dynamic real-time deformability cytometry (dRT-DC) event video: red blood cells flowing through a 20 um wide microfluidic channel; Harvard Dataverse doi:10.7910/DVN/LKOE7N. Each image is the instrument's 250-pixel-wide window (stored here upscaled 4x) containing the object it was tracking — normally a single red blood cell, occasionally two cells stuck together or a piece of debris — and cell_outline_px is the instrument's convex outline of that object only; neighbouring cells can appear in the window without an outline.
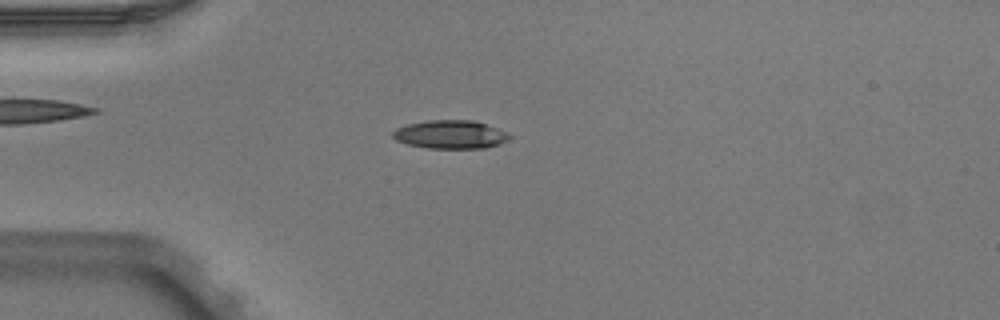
{"species": "Egyptian fruit bat (a non-hibernating species)", "species_latin": "Rousettus aegyptiacus", "temperature_condition": "warm", "stored_images_in_passage": 4, "camera_frame_rate_fps": 3000, "um_per_image_px": 0.085, "animal": {"sex": "male"}, "frame": {"image": 1, "passage_image": 4, "time_ms": 1.0, "image_size_px": [1000, 320], "cell_outline_px": [[512, 136], [508, 140], [500, 144], [488, 148], [428, 148], [408, 144], [396, 140], [392, 136], [392, 132], [396, 128], [408, 124], [428, 120], [476, 120], [508, 132]], "centroid_in_image_um": [38.33, 11.43], "position_along_channel_um": 46.7, "area_um2": 19.48}}